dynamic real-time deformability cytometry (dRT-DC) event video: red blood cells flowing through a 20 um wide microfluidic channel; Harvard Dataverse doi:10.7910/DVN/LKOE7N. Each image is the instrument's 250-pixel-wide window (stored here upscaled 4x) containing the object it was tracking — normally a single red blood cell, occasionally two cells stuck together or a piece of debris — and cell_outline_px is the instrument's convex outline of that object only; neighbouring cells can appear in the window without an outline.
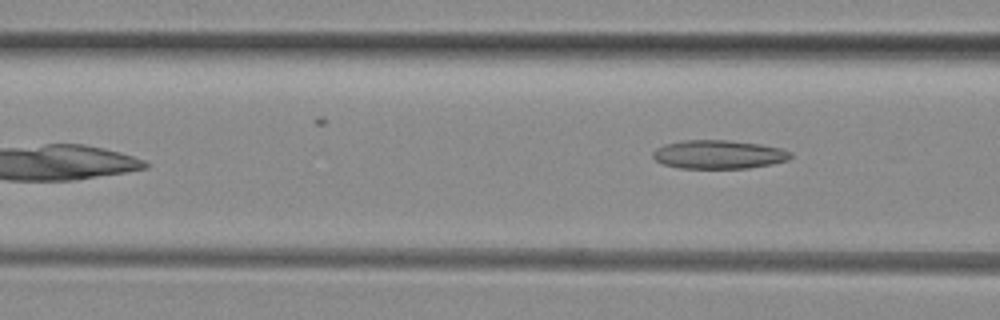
{"species": "common noctule bat (a hibernating species)", "species_latin": "Nyctalus noctula", "temperature_condition": "room temperature", "stored_images_in_passage": 5, "camera_frame_rate_fps": 3000, "um_per_image_px": 0.085, "animal": {"sex": "female", "body_mass_g": 29.2, "forearm_length_mm": 56.3}, "frame": {"image": 1, "passage_image": 5, "time_ms": 4.667, "image_size_px": [1000, 320], "cell_outline_px": [[792, 156], [788, 160], [772, 164], [748, 168], [680, 168], [664, 164], [656, 160], [652, 156], [652, 152], [656, 148], [664, 144], [684, 140], [732, 140], [760, 144], [780, 148], [792, 152]], "centroid_in_image_um": [61.09, 13.12], "position_along_channel_um": 105.5, "area_um2": 23.06}}